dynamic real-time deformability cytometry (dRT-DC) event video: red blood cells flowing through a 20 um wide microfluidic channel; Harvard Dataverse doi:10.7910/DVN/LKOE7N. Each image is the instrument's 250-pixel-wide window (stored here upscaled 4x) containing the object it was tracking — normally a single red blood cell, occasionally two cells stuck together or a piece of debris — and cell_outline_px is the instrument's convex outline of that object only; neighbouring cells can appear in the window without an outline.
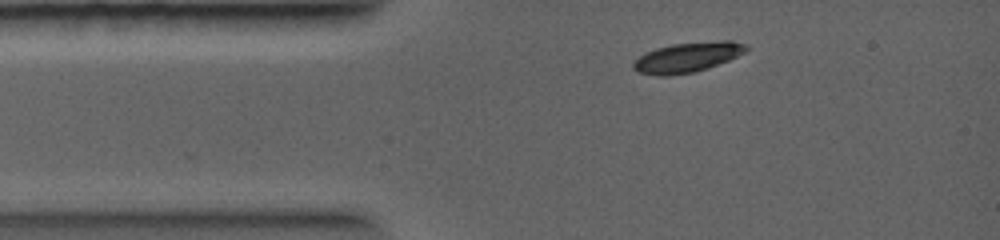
{"species": "common noctule bat (a hibernating species)", "species_latin": "Nyctalus noctula", "temperature_condition": "warm", "stored_images_in_passage": 2, "camera_frame_rate_fps": 5000, "um_per_image_px": 0.085, "animal": {"sex": "female", "body_mass_g": 19.0, "forearm_length_mm": 56.7}, "frame": {"image": 1, "passage_image": 1, "time_ms": 0.0, "image_size_px": [1000, 240], "cell_outline_px": [[748, 48], [744, 52], [728, 60], [708, 68], [692, 72], [668, 76], [660, 76], [636, 72], [632, 68], [632, 64], [640, 56], [656, 48], [672, 44], [720, 40], [732, 40], [744, 44]], "centroid_in_image_um": [58.41, 4.87], "position_along_channel_um": 26.6, "area_um2": 19.54}}